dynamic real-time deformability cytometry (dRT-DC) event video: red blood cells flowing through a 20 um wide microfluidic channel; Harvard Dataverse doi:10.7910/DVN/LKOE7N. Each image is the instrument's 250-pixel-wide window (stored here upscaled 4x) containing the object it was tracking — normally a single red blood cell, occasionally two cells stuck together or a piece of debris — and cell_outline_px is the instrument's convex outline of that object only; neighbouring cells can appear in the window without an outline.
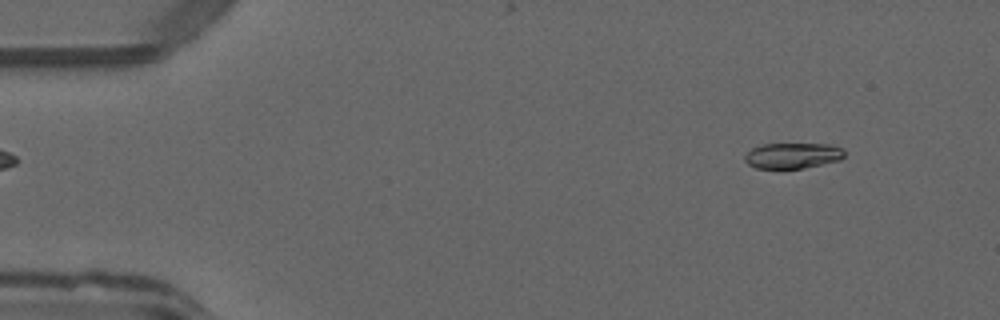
{"species": "common noctule bat (a hibernating species)", "species_latin": "Nyctalus noctula", "temperature_condition": "warm", "stored_images_in_passage": 14, "camera_frame_rate_fps": 3000, "um_per_image_px": 0.085, "animal": {"sex": "male", "forearm_length_mm": 52.5}, "frame": {"image": 1, "passage_image": 4, "time_ms": 1.0, "image_size_px": [1000, 320], "cell_outline_px": [[844, 156], [840, 160], [804, 168], [756, 168], [748, 164], [744, 160], [744, 156], [752, 148], [764, 144], [828, 144], [844, 148]], "centroid_in_image_um": [67.39, 13.22], "position_along_channel_um": 17.6, "area_um2": 14.85}}
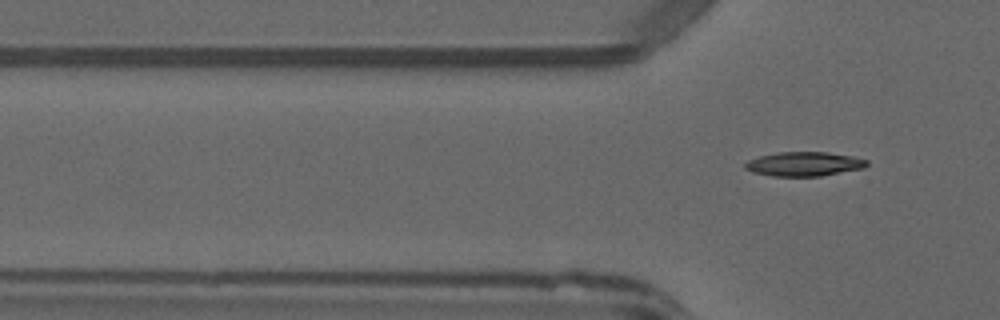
{"frame": {"image": 2, "passage_image": 14, "time_ms": 4.333, "image_size_px": [1000, 320], "cell_outline_px": [[868, 164], [864, 168], [820, 176], [772, 176], [752, 172], [744, 168], [744, 164], [748, 160], [760, 156], [776, 152], [828, 152], [852, 156], [868, 160]], "centroid_in_image_um": [68.33, 13.93], "position_along_channel_um": 57.5, "area_um2": 17.22}}